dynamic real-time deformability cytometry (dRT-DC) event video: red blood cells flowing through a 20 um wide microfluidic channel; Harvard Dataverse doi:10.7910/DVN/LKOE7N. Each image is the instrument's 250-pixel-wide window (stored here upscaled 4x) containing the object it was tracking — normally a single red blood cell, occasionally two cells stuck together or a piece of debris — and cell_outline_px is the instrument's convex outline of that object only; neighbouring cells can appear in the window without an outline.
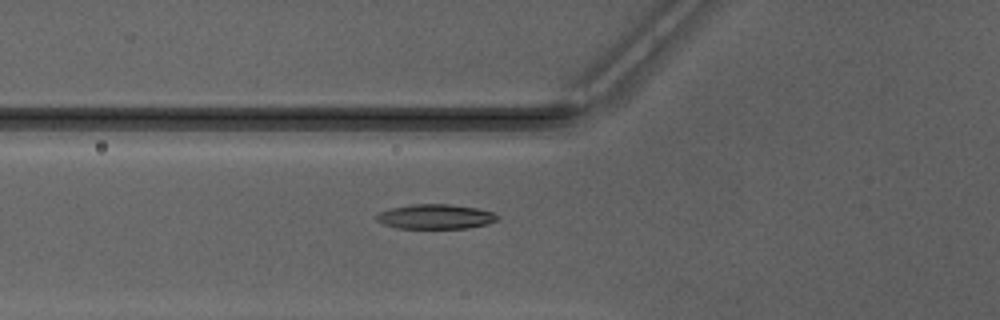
{"species": "Egyptian fruit bat (a non-hibernating species)", "species_latin": "Rousettus aegyptiacus", "temperature_condition": "warm", "stored_images_in_passage": 40, "camera_frame_rate_fps": 3000, "um_per_image_px": 0.085, "animal": {"sex": "male"}, "frame": {"image": 1, "passage_image": 9, "time_ms": 2.667, "image_size_px": [1000, 320], "cell_outline_px": [[500, 220], [488, 224], [468, 228], [396, 228], [384, 224], [376, 220], [372, 216], [388, 208], [412, 204], [448, 204], [476, 208], [496, 212], [500, 216]], "centroid_in_image_um": [37.03, 18.41], "position_along_channel_um": 88.8, "area_um2": 17.74}}
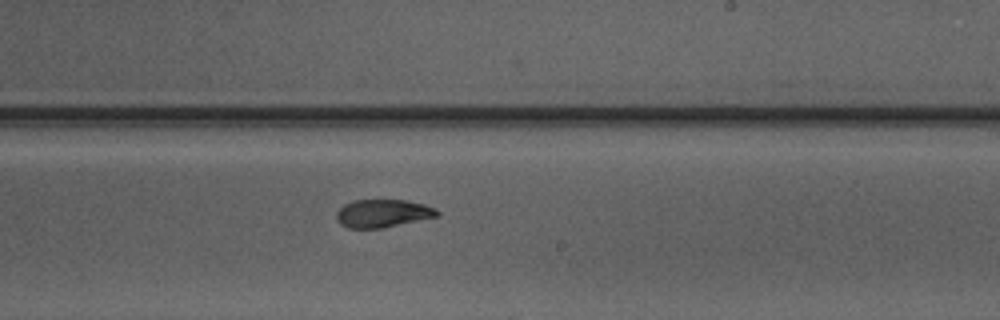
{"frame": {"image": 2, "passage_image": 21, "time_ms": 6.667, "image_size_px": [1000, 320], "cell_outline_px": [[440, 216], [380, 228], [348, 228], [340, 224], [336, 220], [336, 212], [344, 204], [352, 200], [404, 200], [424, 204], [436, 208], [440, 212]], "centroid_in_image_um": [32.53, 18.13], "position_along_channel_um": 256.5, "area_um2": 16.47}}
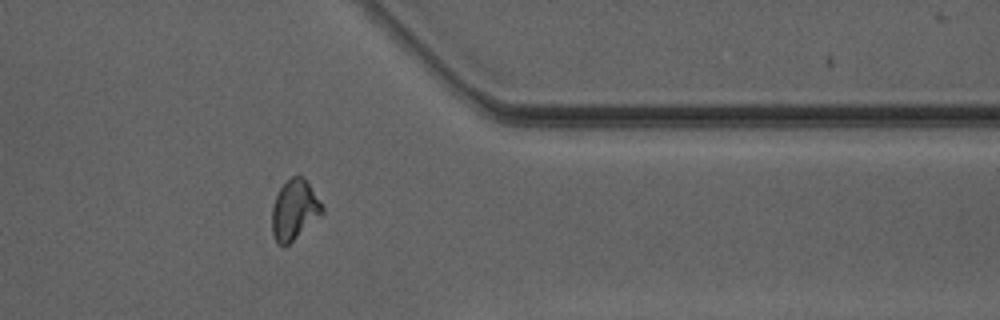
{"frame": {"image": 3, "passage_image": 31, "time_ms": 10.0, "image_size_px": [1000, 320], "cell_outline_px": [[324, 212], [284, 248], [276, 240], [272, 232], [272, 208], [276, 196], [280, 188], [292, 176], [304, 176], [324, 208]], "centroid_in_image_um": [25.02, 17.83], "position_along_channel_um": 386.4, "area_um2": 17.22}}